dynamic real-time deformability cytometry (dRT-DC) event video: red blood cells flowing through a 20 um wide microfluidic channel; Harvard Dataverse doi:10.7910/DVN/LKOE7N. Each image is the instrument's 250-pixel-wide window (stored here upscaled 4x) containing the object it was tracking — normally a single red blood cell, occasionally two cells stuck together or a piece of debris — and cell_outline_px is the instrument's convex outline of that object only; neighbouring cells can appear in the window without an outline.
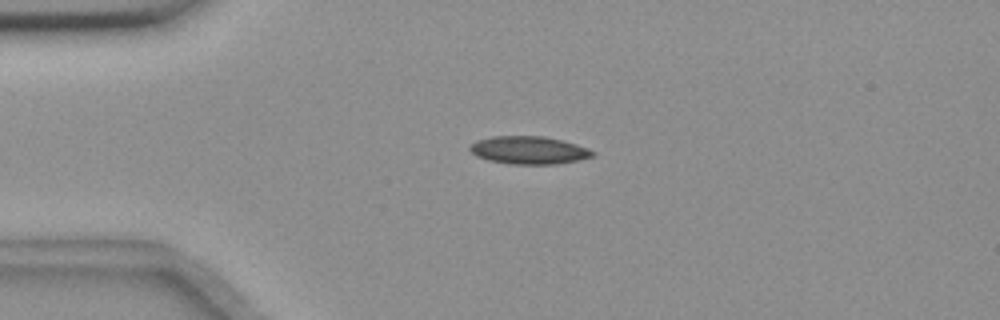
{"species": "common noctule bat (a hibernating species)", "species_latin": "Nyctalus noctula", "temperature_condition": "room temperature", "stored_images_in_passage": 4, "camera_frame_rate_fps": 3000, "um_per_image_px": 0.085, "animal": {"sex": "female", "body_mass_g": 18.4}, "frame": {"image": 1, "passage_image": 2, "time_ms": 1.0, "image_size_px": [1000, 320], "cell_outline_px": [[596, 156], [576, 160], [552, 164], [512, 164], [488, 160], [476, 156], [468, 148], [476, 140], [492, 136], [544, 136], [576, 144], [588, 148], [596, 152]], "centroid_in_image_um": [44.95, 12.76], "position_along_channel_um": 40.0, "area_um2": 19.83}}